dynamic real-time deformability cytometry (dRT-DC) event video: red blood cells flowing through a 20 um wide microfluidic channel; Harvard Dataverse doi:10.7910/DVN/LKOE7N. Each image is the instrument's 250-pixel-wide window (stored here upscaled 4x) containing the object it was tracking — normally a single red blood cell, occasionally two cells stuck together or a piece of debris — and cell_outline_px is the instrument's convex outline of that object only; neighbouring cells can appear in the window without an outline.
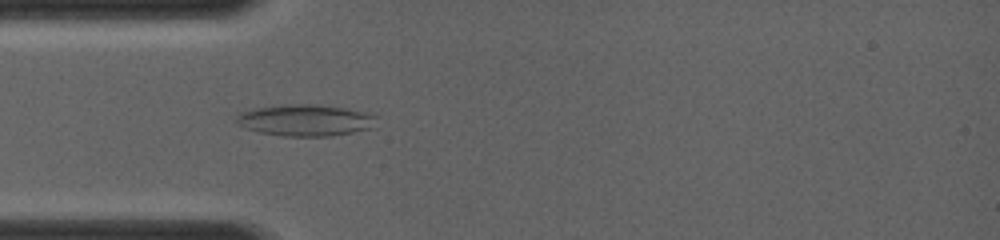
{"species": "common noctule bat (a hibernating species)", "species_latin": "Nyctalus noctula", "temperature_condition": "room temperature", "stored_images_in_passage": 49, "camera_frame_rate_fps": 4000, "um_per_image_px": 0.085, "animal": {"sex": "female", "body_mass_g": 19.0, "forearm_length_mm": 56.7}, "frame": {"image": 1, "passage_image": 14, "time_ms": 3.25, "image_size_px": [1000, 240], "cell_outline_px": [[376, 116], [372, 128], [332, 136], [284, 136], [260, 132], [236, 124], [236, 116], [240, 112], [252, 108], [288, 104], [316, 104], [376, 112]], "centroid_in_image_um": [25.99, 10.2], "position_along_channel_um": 59.0, "area_um2": 26.01}}
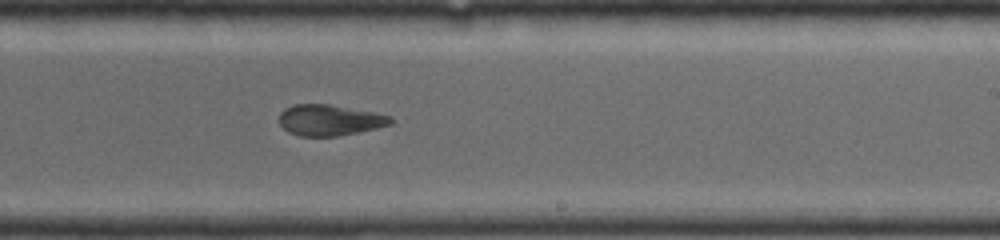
{"frame": {"image": 2, "passage_image": 31, "time_ms": 7.5, "image_size_px": [1000, 240], "cell_outline_px": [[392, 124], [376, 128], [336, 136], [300, 136], [288, 132], [280, 124], [280, 112], [284, 108], [292, 104], [328, 104], [372, 112], [392, 116]], "centroid_in_image_um": [27.99, 10.2], "position_along_channel_um": 261.0, "area_um2": 19.94}}
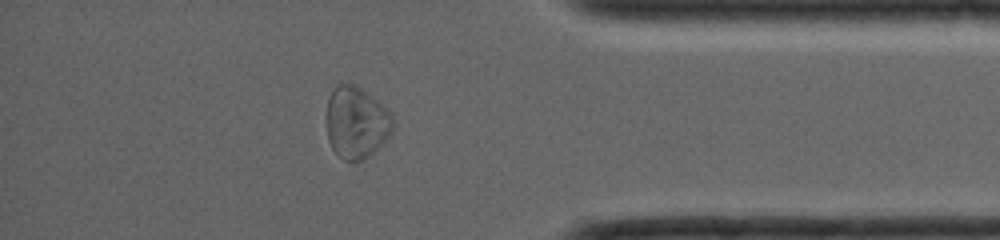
{"frame": {"image": 3, "passage_image": 44, "time_ms": 10.75, "image_size_px": [1000, 240], "cell_outline_px": [[396, 124], [392, 132], [364, 160], [356, 164], [344, 160], [332, 148], [328, 140], [328, 96], [332, 88], [348, 80], [356, 84], [376, 100], [392, 116]], "centroid_in_image_um": [30.28, 10.4], "position_along_channel_um": 404.9, "area_um2": 27.8}}